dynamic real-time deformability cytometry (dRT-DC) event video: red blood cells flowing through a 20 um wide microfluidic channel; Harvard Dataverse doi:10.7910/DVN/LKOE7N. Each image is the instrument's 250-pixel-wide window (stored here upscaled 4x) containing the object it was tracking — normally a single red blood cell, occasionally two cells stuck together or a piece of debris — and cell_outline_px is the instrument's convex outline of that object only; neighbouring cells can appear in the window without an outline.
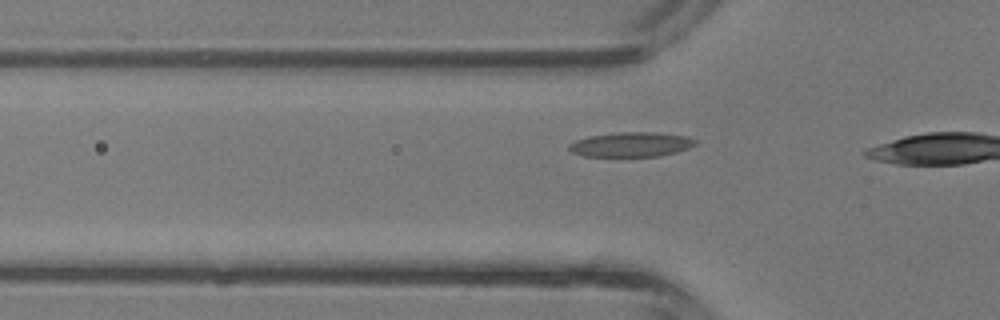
{"species": "common noctule bat (a hibernating species)", "species_latin": "Nyctalus noctula", "temperature_condition": "room temperature", "stored_images_in_passage": 4, "camera_frame_rate_fps": 3000, "um_per_image_px": 0.085, "animal": {"sex": "male", "body_mass_g": 13.3}, "frame": {"image": 1, "passage_image": 4, "time_ms": 1.0, "image_size_px": [1000, 320], "cell_outline_px": [[696, 144], [688, 148], [676, 152], [660, 156], [584, 156], [572, 152], [568, 148], [568, 144], [576, 140], [588, 136], [620, 132], [656, 132], [688, 136], [696, 140]], "centroid_in_image_um": [53.65, 12.27], "position_along_channel_um": 72.2, "area_um2": 18.15}}